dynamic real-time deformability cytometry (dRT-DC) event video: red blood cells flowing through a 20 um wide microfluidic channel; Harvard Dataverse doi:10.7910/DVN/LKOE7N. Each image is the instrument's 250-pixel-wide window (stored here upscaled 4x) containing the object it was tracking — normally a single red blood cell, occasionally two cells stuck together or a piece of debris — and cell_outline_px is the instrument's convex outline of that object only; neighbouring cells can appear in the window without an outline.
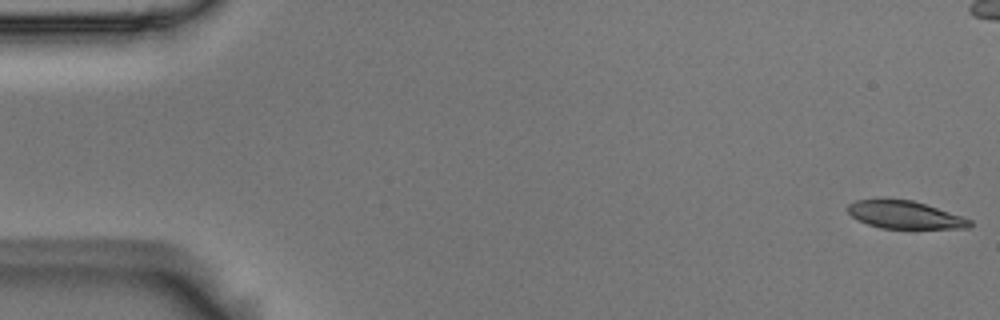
{"species": "Egyptian fruit bat (a non-hibernating species)", "species_latin": "Rousettus aegyptiacus", "temperature_condition": "room temperature", "stored_images_in_passage": 55, "camera_frame_rate_fps": 3000, "um_per_image_px": 0.085, "animal": {"sex": "male"}, "frame": {"image": 1, "passage_image": 1, "time_ms": 0.0, "image_size_px": [1000, 320], "cell_outline_px": [[972, 224], [968, 228], [880, 228], [856, 220], [848, 212], [848, 204], [856, 200], [912, 200], [972, 220]], "centroid_in_image_um": [76.88, 18.28], "position_along_channel_um": 8.1, "area_um2": 19.19}}
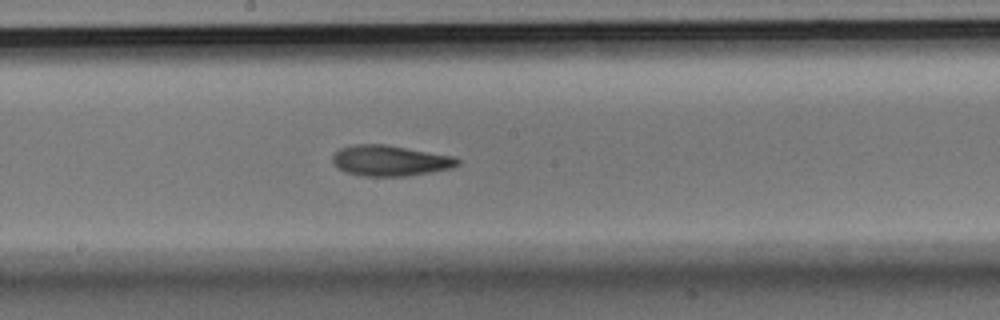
{"frame": {"image": 2, "passage_image": 29, "time_ms": 9.333, "image_size_px": [1000, 320], "cell_outline_px": [[460, 164], [452, 168], [432, 172], [408, 176], [364, 176], [344, 172], [332, 160], [332, 156], [340, 148], [356, 144], [384, 144], [456, 156], [460, 160]], "centroid_in_image_um": [33.21, 13.65], "position_along_channel_um": 215.0, "area_um2": 22.43}}
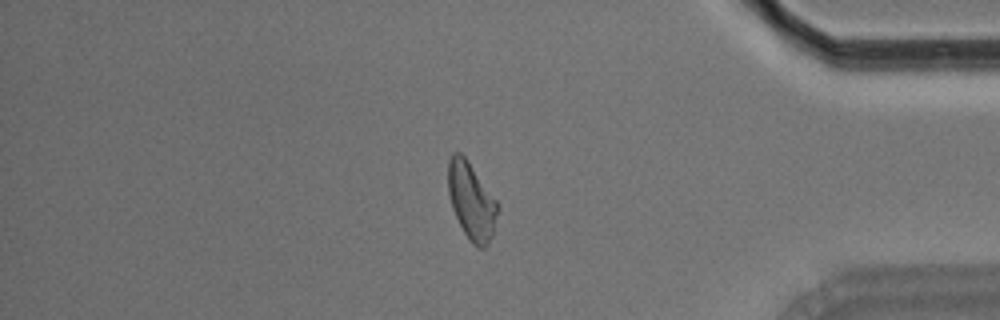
{"frame": {"image": 3, "passage_image": 46, "time_ms": 15.0, "image_size_px": [1000, 320], "cell_outline_px": [[500, 208], [492, 236], [488, 244], [484, 248], [476, 248], [472, 244], [464, 232], [452, 208], [448, 192], [448, 160], [452, 152], [460, 152], [468, 160], [496, 200]], "centroid_in_image_um": [40.08, 17.09], "position_along_channel_um": 395.1, "area_um2": 22.31}, "authors_computed_cell_mechanics": {"area_um2": 21.7328, "velocity_mm_per_s": 3.685, "shape_relaxation_time_tau1_ms": 5.2347, "shape_relaxation_time_tau2_ms": 4.5581, "deformation_change_tau1": 0.1852, "deformation_change_tau2": 0.1342}}